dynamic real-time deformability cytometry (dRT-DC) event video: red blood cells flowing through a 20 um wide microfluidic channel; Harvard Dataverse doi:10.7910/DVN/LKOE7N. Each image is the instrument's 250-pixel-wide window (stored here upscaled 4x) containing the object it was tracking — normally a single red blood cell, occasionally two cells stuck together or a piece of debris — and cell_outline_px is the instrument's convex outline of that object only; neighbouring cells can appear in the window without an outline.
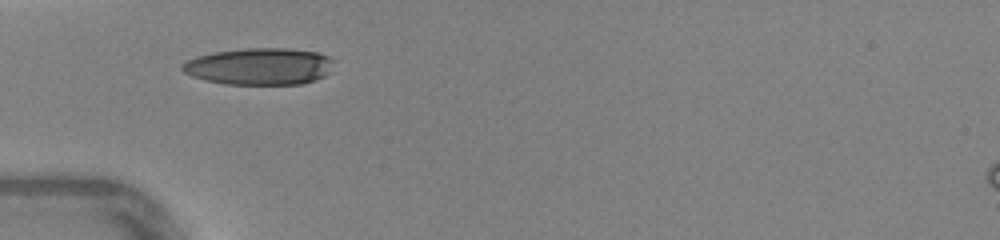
{"species": "human", "species_latin": "Homo sapiens", "temperature_condition": "warm", "stored_images_in_passage": 32, "camera_frame_rate_fps": 3000, "um_per_image_px": 0.085, "donor": {"sex": "female"}, "frame": {"image": 1, "passage_image": 1, "time_ms": 0.0, "image_size_px": [1000, 240], "cell_outline_px": [[332, 60], [328, 72], [324, 76], [316, 80], [300, 84], [224, 84], [204, 80], [192, 76], [184, 72], [180, 68], [180, 64], [196, 56], [216, 52], [244, 48], [284, 48], [316, 52], [328, 56]], "centroid_in_image_um": [22.0, 5.65], "position_along_channel_um": 63.0, "area_um2": 32.43}}
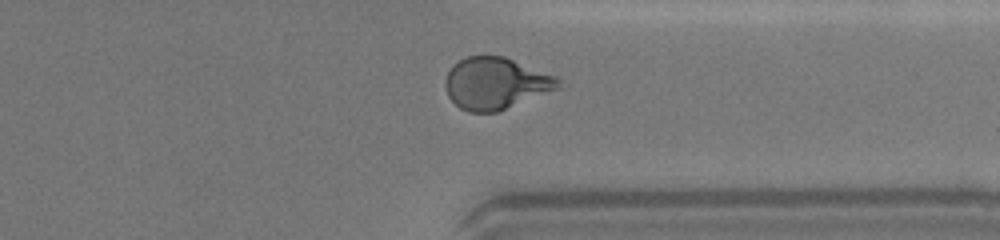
{"frame": {"image": 2, "passage_image": 22, "time_ms": 7.0, "image_size_px": [1000, 240], "cell_outline_px": [[560, 88], [496, 112], [468, 112], [460, 108], [448, 96], [444, 84], [448, 72], [452, 64], [468, 56], [504, 56], [556, 76], [560, 80]], "centroid_in_image_um": [42.12, 7.08], "position_along_channel_um": 369.3, "area_um2": 33.93}}
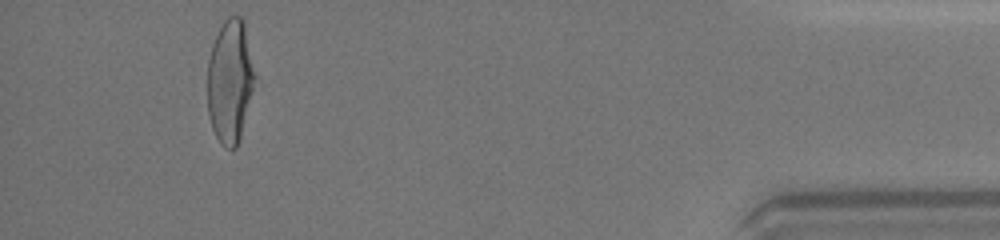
{"frame": {"image": 3, "passage_image": 29, "time_ms": 9.333, "image_size_px": [1000, 240], "cell_outline_px": [[256, 76], [240, 136], [236, 148], [224, 148], [220, 144], [212, 128], [208, 112], [208, 60], [212, 44], [224, 20], [228, 16], [240, 16], [244, 20]], "centroid_in_image_um": [19.55, 6.88], "position_along_channel_um": 415.7, "area_um2": 33.87}, "authors_computed_cell_mechanics": {"area_um2": 33.7841, "velocity_mm_per_s": 4.4086, "shape_relaxation_time_tau1_ms": 4.7246, "shape_relaxation_time_tau2_ms": 0.4688, "deformation_change_tau1": 0.2124, "deformation_change_tau2": 0.0638}}